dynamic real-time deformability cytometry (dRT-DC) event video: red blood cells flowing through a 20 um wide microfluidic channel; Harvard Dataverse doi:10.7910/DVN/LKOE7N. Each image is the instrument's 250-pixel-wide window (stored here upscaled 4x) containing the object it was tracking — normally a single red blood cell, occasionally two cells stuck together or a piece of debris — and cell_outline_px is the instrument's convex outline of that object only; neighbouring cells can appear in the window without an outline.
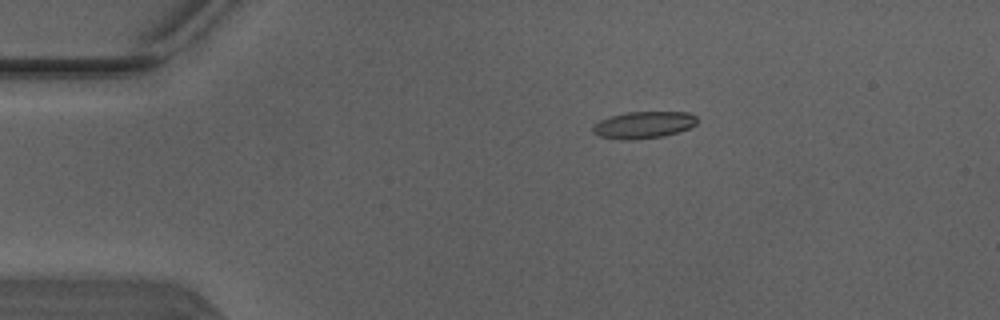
{"species": "Egyptian fruit bat (a non-hibernating species)", "species_latin": "Rousettus aegyptiacus", "temperature_condition": "warm", "stored_images_in_passage": 3, "camera_frame_rate_fps": 3000, "um_per_image_px": 0.085, "animal": {"sex": "male"}, "frame": {"image": 1, "passage_image": 1, "time_ms": 0.0, "image_size_px": [1000, 320], "cell_outline_px": [[696, 124], [688, 128], [664, 136], [632, 140], [620, 140], [600, 136], [592, 132], [592, 128], [600, 120], [612, 116], [628, 112], [688, 112], [696, 116]], "centroid_in_image_um": [54.69, 10.62], "position_along_channel_um": 30.3, "area_um2": 16.18}}
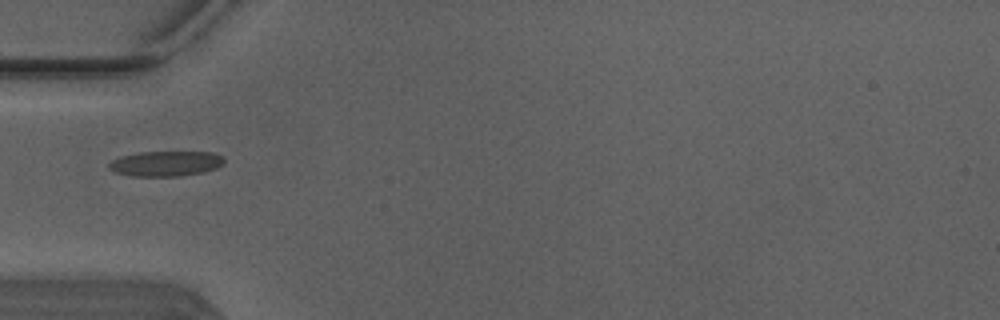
{"frame": {"image": 2, "passage_image": 3, "time_ms": 0.667, "image_size_px": [1000, 320], "cell_outline_px": [[224, 164], [216, 168], [204, 172], [180, 176], [132, 176], [116, 172], [108, 168], [108, 164], [112, 160], [120, 156], [140, 152], [212, 152], [224, 156]], "centroid_in_image_um": [14.11, 13.9], "position_along_channel_um": 70.9, "area_um2": 16.99}}